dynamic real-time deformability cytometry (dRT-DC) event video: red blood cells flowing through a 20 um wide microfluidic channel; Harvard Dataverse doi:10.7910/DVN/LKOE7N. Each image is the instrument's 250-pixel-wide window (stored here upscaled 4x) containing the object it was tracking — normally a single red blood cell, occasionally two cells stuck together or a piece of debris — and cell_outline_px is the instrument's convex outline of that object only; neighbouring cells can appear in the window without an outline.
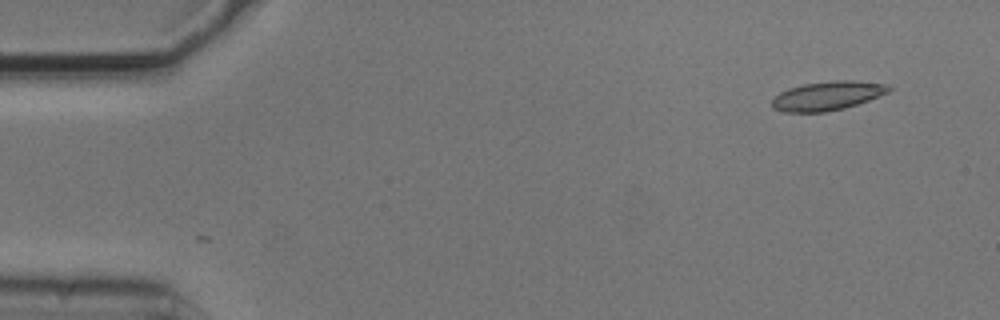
{"species": "common noctule bat (a hibernating species)", "species_latin": "Nyctalus noctula", "temperature_condition": "cold", "stored_images_in_passage": 2, "camera_frame_rate_fps": 3000, "um_per_image_px": 0.085, "animal": {"sex": "male", "body_mass_g": 20.5, "forearm_length_mm": 52.5}, "frame": {"image": 1, "passage_image": 2, "time_ms": 0.333, "image_size_px": [1000, 320], "cell_outline_px": [[892, 88], [888, 92], [868, 100], [844, 108], [824, 112], [784, 112], [772, 108], [772, 100], [780, 92], [788, 88], [804, 84], [832, 80], [852, 80], [888, 84]], "centroid_in_image_um": [70.32, 8.13], "position_along_channel_um": 14.7, "area_um2": 19.65}}